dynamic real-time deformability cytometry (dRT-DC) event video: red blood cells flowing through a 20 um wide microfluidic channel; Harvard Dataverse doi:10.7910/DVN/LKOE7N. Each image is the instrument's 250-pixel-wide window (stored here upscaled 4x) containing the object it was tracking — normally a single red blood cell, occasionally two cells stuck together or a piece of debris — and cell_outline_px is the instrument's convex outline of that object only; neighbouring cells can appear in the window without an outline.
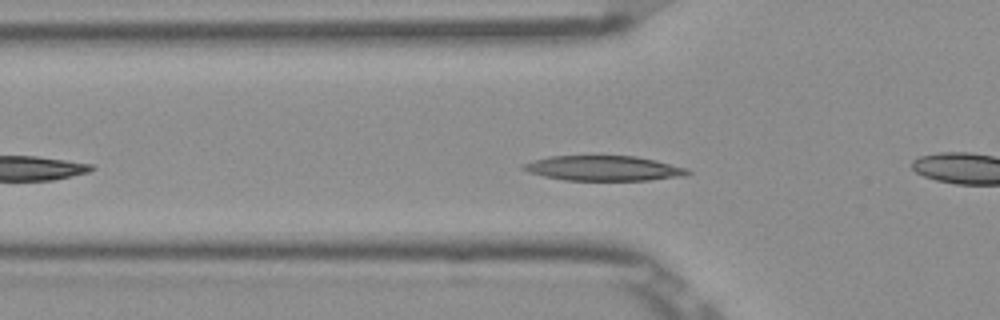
{"species": "Egyptian fruit bat (a non-hibernating species)", "species_latin": "Rousettus aegyptiacus", "temperature_condition": "room temperature", "stored_images_in_passage": 39, "camera_frame_rate_fps": 3000, "um_per_image_px": 0.085, "frame": {"image": 1, "passage_image": 7, "time_ms": 2.0, "image_size_px": [1000, 320], "cell_outline_px": [[692, 172], [684, 176], [648, 180], [564, 180], [544, 176], [528, 172], [520, 168], [520, 164], [532, 160], [548, 156], [636, 156], [656, 160], [688, 168]], "centroid_in_image_um": [51.28, 14.3], "position_along_channel_um": 74.5, "area_um2": 24.1}}
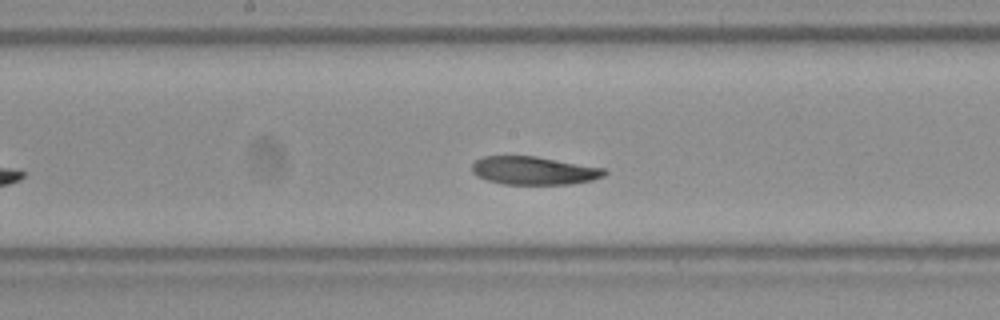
{"frame": {"image": 2, "passage_image": 17, "time_ms": 5.333, "image_size_px": [1000, 320], "cell_outline_px": [[608, 172], [604, 176], [592, 180], [568, 184], [504, 184], [488, 180], [476, 176], [472, 172], [472, 164], [480, 156], [536, 156], [604, 168]], "centroid_in_image_um": [45.36, 14.49], "position_along_channel_um": 202.8, "area_um2": 21.73}}
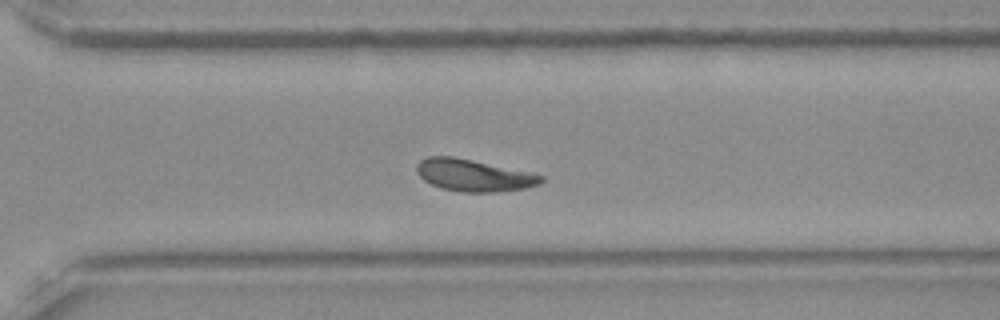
{"frame": {"image": 3, "passage_image": 27, "time_ms": 8.667, "image_size_px": [1000, 320], "cell_outline_px": [[544, 180], [540, 184], [524, 188], [496, 192], [460, 192], [440, 188], [424, 180], [416, 172], [416, 164], [420, 160], [428, 156], [452, 156], [472, 160], [544, 176]], "centroid_in_image_um": [40.2, 14.91], "position_along_channel_um": 330.4, "area_um2": 22.95}, "authors_computed_cell_mechanics": {"area_um2": 22.3686, "velocity_mm_per_s": 3.8358, "shape_relaxation_time_tau1_ms": 4.0758, "shape_relaxation_time_tau2_ms": null, "deformation_change_tau1": 0.1516, "deformation_change_tau2": null}}